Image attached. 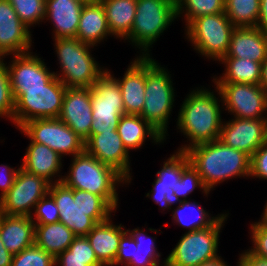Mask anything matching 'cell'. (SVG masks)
I'll return each mask as SVG.
<instances>
[{
	"label": "cell",
	"mask_w": 267,
	"mask_h": 266,
	"mask_svg": "<svg viewBox=\"0 0 267 266\" xmlns=\"http://www.w3.org/2000/svg\"><path fill=\"white\" fill-rule=\"evenodd\" d=\"M260 219L261 221L267 222V202H266V205L264 206L263 213Z\"/></svg>",
	"instance_id": "obj_53"
},
{
	"label": "cell",
	"mask_w": 267,
	"mask_h": 266,
	"mask_svg": "<svg viewBox=\"0 0 267 266\" xmlns=\"http://www.w3.org/2000/svg\"><path fill=\"white\" fill-rule=\"evenodd\" d=\"M78 202L83 210L90 212V217L101 223L108 220L116 211L101 197L91 192L78 189Z\"/></svg>",
	"instance_id": "obj_37"
},
{
	"label": "cell",
	"mask_w": 267,
	"mask_h": 266,
	"mask_svg": "<svg viewBox=\"0 0 267 266\" xmlns=\"http://www.w3.org/2000/svg\"><path fill=\"white\" fill-rule=\"evenodd\" d=\"M35 224L30 216L0 213V237L12 255L34 245Z\"/></svg>",
	"instance_id": "obj_25"
},
{
	"label": "cell",
	"mask_w": 267,
	"mask_h": 266,
	"mask_svg": "<svg viewBox=\"0 0 267 266\" xmlns=\"http://www.w3.org/2000/svg\"><path fill=\"white\" fill-rule=\"evenodd\" d=\"M210 192L220 183L237 177H250L251 157L221 140L195 145L184 152Z\"/></svg>",
	"instance_id": "obj_2"
},
{
	"label": "cell",
	"mask_w": 267,
	"mask_h": 266,
	"mask_svg": "<svg viewBox=\"0 0 267 266\" xmlns=\"http://www.w3.org/2000/svg\"><path fill=\"white\" fill-rule=\"evenodd\" d=\"M131 64V65H130ZM128 65L122 78L117 80L122 93L125 114L140 115L145 102V56H137Z\"/></svg>",
	"instance_id": "obj_20"
},
{
	"label": "cell",
	"mask_w": 267,
	"mask_h": 266,
	"mask_svg": "<svg viewBox=\"0 0 267 266\" xmlns=\"http://www.w3.org/2000/svg\"><path fill=\"white\" fill-rule=\"evenodd\" d=\"M49 194L55 200L59 210V221L76 236H86L97 224L90 212L83 210L78 202V189H72L63 182L50 184Z\"/></svg>",
	"instance_id": "obj_18"
},
{
	"label": "cell",
	"mask_w": 267,
	"mask_h": 266,
	"mask_svg": "<svg viewBox=\"0 0 267 266\" xmlns=\"http://www.w3.org/2000/svg\"><path fill=\"white\" fill-rule=\"evenodd\" d=\"M127 231L135 240L137 250L134 252V257H132L126 266H165L166 259L162 262L160 261L161 253L157 251L155 244L156 237L149 236L144 229H140L139 227L132 230L128 228Z\"/></svg>",
	"instance_id": "obj_33"
},
{
	"label": "cell",
	"mask_w": 267,
	"mask_h": 266,
	"mask_svg": "<svg viewBox=\"0 0 267 266\" xmlns=\"http://www.w3.org/2000/svg\"><path fill=\"white\" fill-rule=\"evenodd\" d=\"M66 88L55 76L44 88L12 89L15 100L14 126L19 129L34 119L58 118Z\"/></svg>",
	"instance_id": "obj_7"
},
{
	"label": "cell",
	"mask_w": 267,
	"mask_h": 266,
	"mask_svg": "<svg viewBox=\"0 0 267 266\" xmlns=\"http://www.w3.org/2000/svg\"><path fill=\"white\" fill-rule=\"evenodd\" d=\"M85 150L101 163L112 167L127 182L131 183L130 152L124 146L117 130H105L100 134H90L85 141Z\"/></svg>",
	"instance_id": "obj_14"
},
{
	"label": "cell",
	"mask_w": 267,
	"mask_h": 266,
	"mask_svg": "<svg viewBox=\"0 0 267 266\" xmlns=\"http://www.w3.org/2000/svg\"><path fill=\"white\" fill-rule=\"evenodd\" d=\"M77 236L62 222L35 225L34 244L54 257L69 248Z\"/></svg>",
	"instance_id": "obj_29"
},
{
	"label": "cell",
	"mask_w": 267,
	"mask_h": 266,
	"mask_svg": "<svg viewBox=\"0 0 267 266\" xmlns=\"http://www.w3.org/2000/svg\"><path fill=\"white\" fill-rule=\"evenodd\" d=\"M103 266L86 236H77L68 249L55 257V266Z\"/></svg>",
	"instance_id": "obj_32"
},
{
	"label": "cell",
	"mask_w": 267,
	"mask_h": 266,
	"mask_svg": "<svg viewBox=\"0 0 267 266\" xmlns=\"http://www.w3.org/2000/svg\"><path fill=\"white\" fill-rule=\"evenodd\" d=\"M108 36L112 37L107 24L106 12L100 0L84 4L76 38L94 48L108 39Z\"/></svg>",
	"instance_id": "obj_26"
},
{
	"label": "cell",
	"mask_w": 267,
	"mask_h": 266,
	"mask_svg": "<svg viewBox=\"0 0 267 266\" xmlns=\"http://www.w3.org/2000/svg\"><path fill=\"white\" fill-rule=\"evenodd\" d=\"M260 85L267 92V56L262 62V77Z\"/></svg>",
	"instance_id": "obj_51"
},
{
	"label": "cell",
	"mask_w": 267,
	"mask_h": 266,
	"mask_svg": "<svg viewBox=\"0 0 267 266\" xmlns=\"http://www.w3.org/2000/svg\"><path fill=\"white\" fill-rule=\"evenodd\" d=\"M153 187L145 196L152 199L154 203L158 204L163 211L165 209L172 210V205H179L182 201L174 194V190L170 187L158 186V179L155 178L152 183ZM151 197V198H150Z\"/></svg>",
	"instance_id": "obj_43"
},
{
	"label": "cell",
	"mask_w": 267,
	"mask_h": 266,
	"mask_svg": "<svg viewBox=\"0 0 267 266\" xmlns=\"http://www.w3.org/2000/svg\"><path fill=\"white\" fill-rule=\"evenodd\" d=\"M219 140L251 157L267 141V119L234 117L224 121Z\"/></svg>",
	"instance_id": "obj_15"
},
{
	"label": "cell",
	"mask_w": 267,
	"mask_h": 266,
	"mask_svg": "<svg viewBox=\"0 0 267 266\" xmlns=\"http://www.w3.org/2000/svg\"><path fill=\"white\" fill-rule=\"evenodd\" d=\"M260 0H225L224 13L235 27H256Z\"/></svg>",
	"instance_id": "obj_34"
},
{
	"label": "cell",
	"mask_w": 267,
	"mask_h": 266,
	"mask_svg": "<svg viewBox=\"0 0 267 266\" xmlns=\"http://www.w3.org/2000/svg\"><path fill=\"white\" fill-rule=\"evenodd\" d=\"M189 163V158L184 152L175 150L174 154L165 159L161 170L157 171L158 186L175 187L176 182L181 178L183 169Z\"/></svg>",
	"instance_id": "obj_36"
},
{
	"label": "cell",
	"mask_w": 267,
	"mask_h": 266,
	"mask_svg": "<svg viewBox=\"0 0 267 266\" xmlns=\"http://www.w3.org/2000/svg\"><path fill=\"white\" fill-rule=\"evenodd\" d=\"M219 62L225 65V70L222 76H213V83L260 84L262 63L246 58H222Z\"/></svg>",
	"instance_id": "obj_30"
},
{
	"label": "cell",
	"mask_w": 267,
	"mask_h": 266,
	"mask_svg": "<svg viewBox=\"0 0 267 266\" xmlns=\"http://www.w3.org/2000/svg\"><path fill=\"white\" fill-rule=\"evenodd\" d=\"M137 245L132 235L126 231L120 238L119 249L115 258V265L126 266L134 257Z\"/></svg>",
	"instance_id": "obj_46"
},
{
	"label": "cell",
	"mask_w": 267,
	"mask_h": 266,
	"mask_svg": "<svg viewBox=\"0 0 267 266\" xmlns=\"http://www.w3.org/2000/svg\"><path fill=\"white\" fill-rule=\"evenodd\" d=\"M69 171L62 182L72 189L85 190L101 196L115 211L118 205L119 186L128 182L112 167L101 163L86 150L72 157Z\"/></svg>",
	"instance_id": "obj_3"
},
{
	"label": "cell",
	"mask_w": 267,
	"mask_h": 266,
	"mask_svg": "<svg viewBox=\"0 0 267 266\" xmlns=\"http://www.w3.org/2000/svg\"><path fill=\"white\" fill-rule=\"evenodd\" d=\"M19 168L20 167L15 169L7 164L0 165V198L3 197L13 186Z\"/></svg>",
	"instance_id": "obj_47"
},
{
	"label": "cell",
	"mask_w": 267,
	"mask_h": 266,
	"mask_svg": "<svg viewBox=\"0 0 267 266\" xmlns=\"http://www.w3.org/2000/svg\"><path fill=\"white\" fill-rule=\"evenodd\" d=\"M256 27L267 34V0H260L259 17Z\"/></svg>",
	"instance_id": "obj_49"
},
{
	"label": "cell",
	"mask_w": 267,
	"mask_h": 266,
	"mask_svg": "<svg viewBox=\"0 0 267 266\" xmlns=\"http://www.w3.org/2000/svg\"><path fill=\"white\" fill-rule=\"evenodd\" d=\"M79 0H45V20L53 24V38H76L81 10Z\"/></svg>",
	"instance_id": "obj_22"
},
{
	"label": "cell",
	"mask_w": 267,
	"mask_h": 266,
	"mask_svg": "<svg viewBox=\"0 0 267 266\" xmlns=\"http://www.w3.org/2000/svg\"><path fill=\"white\" fill-rule=\"evenodd\" d=\"M80 2L86 4V3H91V2H94L96 0H79Z\"/></svg>",
	"instance_id": "obj_54"
},
{
	"label": "cell",
	"mask_w": 267,
	"mask_h": 266,
	"mask_svg": "<svg viewBox=\"0 0 267 266\" xmlns=\"http://www.w3.org/2000/svg\"><path fill=\"white\" fill-rule=\"evenodd\" d=\"M100 2L105 9L111 35L125 41L133 27L137 0H100Z\"/></svg>",
	"instance_id": "obj_28"
},
{
	"label": "cell",
	"mask_w": 267,
	"mask_h": 266,
	"mask_svg": "<svg viewBox=\"0 0 267 266\" xmlns=\"http://www.w3.org/2000/svg\"><path fill=\"white\" fill-rule=\"evenodd\" d=\"M80 138L90 137L93 122L90 88L67 87L58 117Z\"/></svg>",
	"instance_id": "obj_19"
},
{
	"label": "cell",
	"mask_w": 267,
	"mask_h": 266,
	"mask_svg": "<svg viewBox=\"0 0 267 266\" xmlns=\"http://www.w3.org/2000/svg\"><path fill=\"white\" fill-rule=\"evenodd\" d=\"M15 100L6 63L0 59V117L13 123Z\"/></svg>",
	"instance_id": "obj_41"
},
{
	"label": "cell",
	"mask_w": 267,
	"mask_h": 266,
	"mask_svg": "<svg viewBox=\"0 0 267 266\" xmlns=\"http://www.w3.org/2000/svg\"><path fill=\"white\" fill-rule=\"evenodd\" d=\"M110 217L97 223L86 235L98 261L103 266H115L121 236L127 231L122 224L116 225Z\"/></svg>",
	"instance_id": "obj_24"
},
{
	"label": "cell",
	"mask_w": 267,
	"mask_h": 266,
	"mask_svg": "<svg viewBox=\"0 0 267 266\" xmlns=\"http://www.w3.org/2000/svg\"><path fill=\"white\" fill-rule=\"evenodd\" d=\"M159 64L152 56H145V102L140 116L166 140L176 95L170 72Z\"/></svg>",
	"instance_id": "obj_5"
},
{
	"label": "cell",
	"mask_w": 267,
	"mask_h": 266,
	"mask_svg": "<svg viewBox=\"0 0 267 266\" xmlns=\"http://www.w3.org/2000/svg\"><path fill=\"white\" fill-rule=\"evenodd\" d=\"M199 266H229V265H227V262H225V260L221 256H219L216 259H213L208 262H204L200 264ZM237 266H238V262H237Z\"/></svg>",
	"instance_id": "obj_52"
},
{
	"label": "cell",
	"mask_w": 267,
	"mask_h": 266,
	"mask_svg": "<svg viewBox=\"0 0 267 266\" xmlns=\"http://www.w3.org/2000/svg\"><path fill=\"white\" fill-rule=\"evenodd\" d=\"M31 33L11 3L0 1V59L30 52L34 43Z\"/></svg>",
	"instance_id": "obj_17"
},
{
	"label": "cell",
	"mask_w": 267,
	"mask_h": 266,
	"mask_svg": "<svg viewBox=\"0 0 267 266\" xmlns=\"http://www.w3.org/2000/svg\"><path fill=\"white\" fill-rule=\"evenodd\" d=\"M228 213L222 216L210 227L191 232H185L169 255L165 258V266H199L204 262L219 257L218 246L220 232L227 221Z\"/></svg>",
	"instance_id": "obj_9"
},
{
	"label": "cell",
	"mask_w": 267,
	"mask_h": 266,
	"mask_svg": "<svg viewBox=\"0 0 267 266\" xmlns=\"http://www.w3.org/2000/svg\"><path fill=\"white\" fill-rule=\"evenodd\" d=\"M176 9L177 18L183 16L186 27L200 16L224 12L225 0H176Z\"/></svg>",
	"instance_id": "obj_35"
},
{
	"label": "cell",
	"mask_w": 267,
	"mask_h": 266,
	"mask_svg": "<svg viewBox=\"0 0 267 266\" xmlns=\"http://www.w3.org/2000/svg\"><path fill=\"white\" fill-rule=\"evenodd\" d=\"M185 28L184 34L193 50L206 59L219 62L229 49L231 33L235 26L222 12L200 16Z\"/></svg>",
	"instance_id": "obj_8"
},
{
	"label": "cell",
	"mask_w": 267,
	"mask_h": 266,
	"mask_svg": "<svg viewBox=\"0 0 267 266\" xmlns=\"http://www.w3.org/2000/svg\"><path fill=\"white\" fill-rule=\"evenodd\" d=\"M215 86L222 97L224 111L231 117L267 119V92L260 84L214 83Z\"/></svg>",
	"instance_id": "obj_12"
},
{
	"label": "cell",
	"mask_w": 267,
	"mask_h": 266,
	"mask_svg": "<svg viewBox=\"0 0 267 266\" xmlns=\"http://www.w3.org/2000/svg\"><path fill=\"white\" fill-rule=\"evenodd\" d=\"M33 212L31 219L35 225L59 222V210L57 204L49 193L36 203Z\"/></svg>",
	"instance_id": "obj_42"
},
{
	"label": "cell",
	"mask_w": 267,
	"mask_h": 266,
	"mask_svg": "<svg viewBox=\"0 0 267 266\" xmlns=\"http://www.w3.org/2000/svg\"><path fill=\"white\" fill-rule=\"evenodd\" d=\"M250 227V236L252 247L249 250L258 257L267 259V222H252Z\"/></svg>",
	"instance_id": "obj_44"
},
{
	"label": "cell",
	"mask_w": 267,
	"mask_h": 266,
	"mask_svg": "<svg viewBox=\"0 0 267 266\" xmlns=\"http://www.w3.org/2000/svg\"><path fill=\"white\" fill-rule=\"evenodd\" d=\"M117 131L129 152L141 148L147 137L152 140V143L154 142V145L165 142L164 136L140 115H122Z\"/></svg>",
	"instance_id": "obj_27"
},
{
	"label": "cell",
	"mask_w": 267,
	"mask_h": 266,
	"mask_svg": "<svg viewBox=\"0 0 267 266\" xmlns=\"http://www.w3.org/2000/svg\"><path fill=\"white\" fill-rule=\"evenodd\" d=\"M90 96L94 119L90 134L117 130L120 118L125 114L122 93L117 80L106 71L90 87Z\"/></svg>",
	"instance_id": "obj_10"
},
{
	"label": "cell",
	"mask_w": 267,
	"mask_h": 266,
	"mask_svg": "<svg viewBox=\"0 0 267 266\" xmlns=\"http://www.w3.org/2000/svg\"><path fill=\"white\" fill-rule=\"evenodd\" d=\"M21 21L31 27L45 19V0H8Z\"/></svg>",
	"instance_id": "obj_38"
},
{
	"label": "cell",
	"mask_w": 267,
	"mask_h": 266,
	"mask_svg": "<svg viewBox=\"0 0 267 266\" xmlns=\"http://www.w3.org/2000/svg\"><path fill=\"white\" fill-rule=\"evenodd\" d=\"M174 20L176 0H137L133 27L125 41L140 49L139 56H150V48Z\"/></svg>",
	"instance_id": "obj_6"
},
{
	"label": "cell",
	"mask_w": 267,
	"mask_h": 266,
	"mask_svg": "<svg viewBox=\"0 0 267 266\" xmlns=\"http://www.w3.org/2000/svg\"><path fill=\"white\" fill-rule=\"evenodd\" d=\"M222 214L212 216L198 202L182 201L172 210V223H177L182 228H187V232H191L212 226Z\"/></svg>",
	"instance_id": "obj_31"
},
{
	"label": "cell",
	"mask_w": 267,
	"mask_h": 266,
	"mask_svg": "<svg viewBox=\"0 0 267 266\" xmlns=\"http://www.w3.org/2000/svg\"><path fill=\"white\" fill-rule=\"evenodd\" d=\"M50 183L21 167L11 189L0 198V213L30 216L36 203L49 193Z\"/></svg>",
	"instance_id": "obj_13"
},
{
	"label": "cell",
	"mask_w": 267,
	"mask_h": 266,
	"mask_svg": "<svg viewBox=\"0 0 267 266\" xmlns=\"http://www.w3.org/2000/svg\"><path fill=\"white\" fill-rule=\"evenodd\" d=\"M7 65L11 89H35L44 88L55 74L48 68L39 55L34 52L12 55Z\"/></svg>",
	"instance_id": "obj_16"
},
{
	"label": "cell",
	"mask_w": 267,
	"mask_h": 266,
	"mask_svg": "<svg viewBox=\"0 0 267 266\" xmlns=\"http://www.w3.org/2000/svg\"><path fill=\"white\" fill-rule=\"evenodd\" d=\"M19 131L32 142L43 144L62 158L82 153L85 141L59 118L34 119L24 123Z\"/></svg>",
	"instance_id": "obj_11"
},
{
	"label": "cell",
	"mask_w": 267,
	"mask_h": 266,
	"mask_svg": "<svg viewBox=\"0 0 267 266\" xmlns=\"http://www.w3.org/2000/svg\"><path fill=\"white\" fill-rule=\"evenodd\" d=\"M13 255L3 245L0 237V266H11Z\"/></svg>",
	"instance_id": "obj_50"
},
{
	"label": "cell",
	"mask_w": 267,
	"mask_h": 266,
	"mask_svg": "<svg viewBox=\"0 0 267 266\" xmlns=\"http://www.w3.org/2000/svg\"><path fill=\"white\" fill-rule=\"evenodd\" d=\"M250 177L267 180V141L251 156Z\"/></svg>",
	"instance_id": "obj_45"
},
{
	"label": "cell",
	"mask_w": 267,
	"mask_h": 266,
	"mask_svg": "<svg viewBox=\"0 0 267 266\" xmlns=\"http://www.w3.org/2000/svg\"><path fill=\"white\" fill-rule=\"evenodd\" d=\"M267 56V34L257 27H235L223 58H246L262 63Z\"/></svg>",
	"instance_id": "obj_23"
},
{
	"label": "cell",
	"mask_w": 267,
	"mask_h": 266,
	"mask_svg": "<svg viewBox=\"0 0 267 266\" xmlns=\"http://www.w3.org/2000/svg\"><path fill=\"white\" fill-rule=\"evenodd\" d=\"M62 161V157L48 146L30 140L20 167L54 184L62 182Z\"/></svg>",
	"instance_id": "obj_21"
},
{
	"label": "cell",
	"mask_w": 267,
	"mask_h": 266,
	"mask_svg": "<svg viewBox=\"0 0 267 266\" xmlns=\"http://www.w3.org/2000/svg\"><path fill=\"white\" fill-rule=\"evenodd\" d=\"M198 188L205 197L210 194L205 188L201 177L198 174V171L189 163L182 171L181 178L178 182H176L174 190V194L181 199V201H189L188 196L192 194L194 190Z\"/></svg>",
	"instance_id": "obj_39"
},
{
	"label": "cell",
	"mask_w": 267,
	"mask_h": 266,
	"mask_svg": "<svg viewBox=\"0 0 267 266\" xmlns=\"http://www.w3.org/2000/svg\"><path fill=\"white\" fill-rule=\"evenodd\" d=\"M53 41L61 68L53 72L66 87L90 88L107 71L91 54L93 46L82 43L78 38H57Z\"/></svg>",
	"instance_id": "obj_4"
},
{
	"label": "cell",
	"mask_w": 267,
	"mask_h": 266,
	"mask_svg": "<svg viewBox=\"0 0 267 266\" xmlns=\"http://www.w3.org/2000/svg\"><path fill=\"white\" fill-rule=\"evenodd\" d=\"M238 266H267V259L255 256L247 249L239 254Z\"/></svg>",
	"instance_id": "obj_48"
},
{
	"label": "cell",
	"mask_w": 267,
	"mask_h": 266,
	"mask_svg": "<svg viewBox=\"0 0 267 266\" xmlns=\"http://www.w3.org/2000/svg\"><path fill=\"white\" fill-rule=\"evenodd\" d=\"M11 266H55V257L34 244L13 255Z\"/></svg>",
	"instance_id": "obj_40"
},
{
	"label": "cell",
	"mask_w": 267,
	"mask_h": 266,
	"mask_svg": "<svg viewBox=\"0 0 267 266\" xmlns=\"http://www.w3.org/2000/svg\"><path fill=\"white\" fill-rule=\"evenodd\" d=\"M214 90L196 87L185 96L178 112L176 127L187 138V144H182L177 152H185L195 145L220 138L224 120L221 113L224 109L218 89L215 87Z\"/></svg>",
	"instance_id": "obj_1"
}]
</instances>
